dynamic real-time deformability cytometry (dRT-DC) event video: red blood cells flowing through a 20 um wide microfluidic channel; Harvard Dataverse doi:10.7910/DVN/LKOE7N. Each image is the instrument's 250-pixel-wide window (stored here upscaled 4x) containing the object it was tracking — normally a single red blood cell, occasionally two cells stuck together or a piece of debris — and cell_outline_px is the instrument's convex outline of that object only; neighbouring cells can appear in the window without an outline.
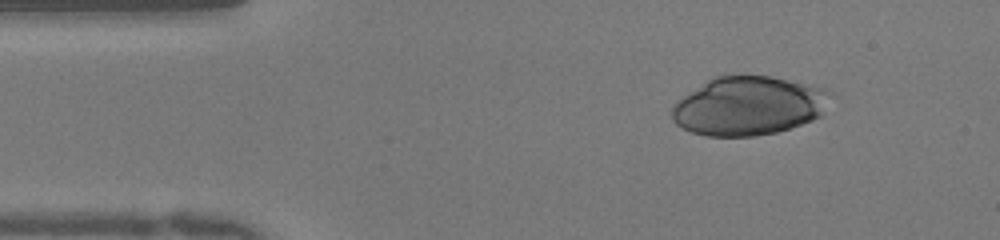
{"species": "human", "species_latin": "Homo sapiens", "temperature_condition": "warm", "stored_images_in_passage": 44, "camera_frame_rate_fps": 3000, "um_per_image_px": 0.085, "donor": {"sex": "female"}, "frame": {"image": 1, "passage_image": 1, "time_ms": 0.0, "image_size_px": [1000, 240], "cell_outline_px": [[836, 96], [820, 116], [812, 120], [776, 132], [752, 136], [708, 136], [692, 132], [680, 128], [672, 120], [672, 108], [684, 96], [712, 76], [768, 76], [824, 88], [836, 92]], "centroid_in_image_um": [63.68, 9.0], "position_along_channel_um": 21.3, "area_um2": 54.27}}
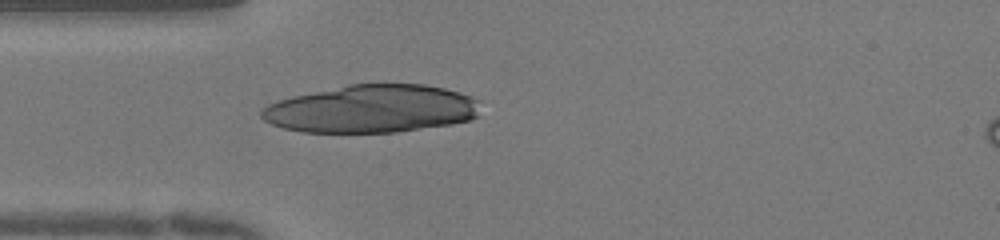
{"frame": {"image": 2, "passage_image": 8, "time_ms": 2.333, "image_size_px": [1000, 240], "cell_outline_px": [[480, 100], [476, 116], [468, 120], [452, 124], [396, 132], [304, 132], [284, 128], [272, 124], [264, 120], [260, 116], [260, 112], [268, 104], [292, 96], [348, 84], [424, 84], [444, 88], [460, 92], [472, 96]], "centroid_in_image_um": [31.6, 9.25], "position_along_channel_um": 53.4, "area_um2": 60.98}}